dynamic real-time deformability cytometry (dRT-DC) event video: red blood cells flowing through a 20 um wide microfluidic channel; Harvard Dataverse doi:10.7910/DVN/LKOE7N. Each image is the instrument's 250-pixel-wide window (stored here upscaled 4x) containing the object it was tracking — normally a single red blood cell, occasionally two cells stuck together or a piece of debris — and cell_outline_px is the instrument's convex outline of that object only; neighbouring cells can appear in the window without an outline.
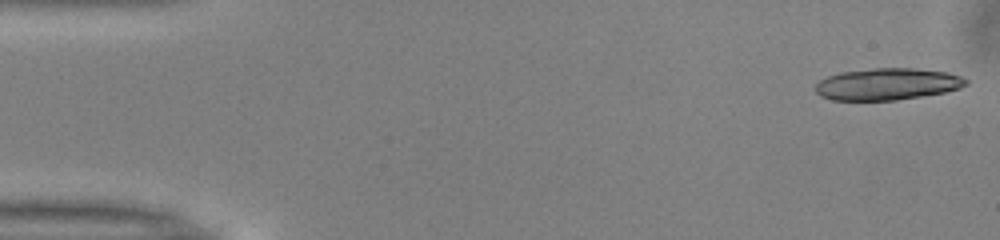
{"species": "common noctule bat (a hibernating species)", "species_latin": "Nyctalus noctula", "temperature_condition": "warm", "stored_images_in_passage": 15, "camera_frame_rate_fps": 3000, "um_per_image_px": 0.085, "animal": {"sex": "male", "body_mass_g": 13.0, "forearm_length_mm": 53.1}, "frame": {"image": 1, "passage_image": 1, "time_ms": 0.0, "image_size_px": [1000, 240], "cell_outline_px": [[968, 84], [960, 88], [944, 92], [896, 100], [832, 100], [820, 96], [816, 92], [816, 84], [820, 80], [828, 76], [840, 72], [872, 68], [912, 68], [948, 72], [960, 76], [968, 80]], "centroid_in_image_um": [75.42, 7.14], "position_along_channel_um": 9.6, "area_um2": 27.86}}